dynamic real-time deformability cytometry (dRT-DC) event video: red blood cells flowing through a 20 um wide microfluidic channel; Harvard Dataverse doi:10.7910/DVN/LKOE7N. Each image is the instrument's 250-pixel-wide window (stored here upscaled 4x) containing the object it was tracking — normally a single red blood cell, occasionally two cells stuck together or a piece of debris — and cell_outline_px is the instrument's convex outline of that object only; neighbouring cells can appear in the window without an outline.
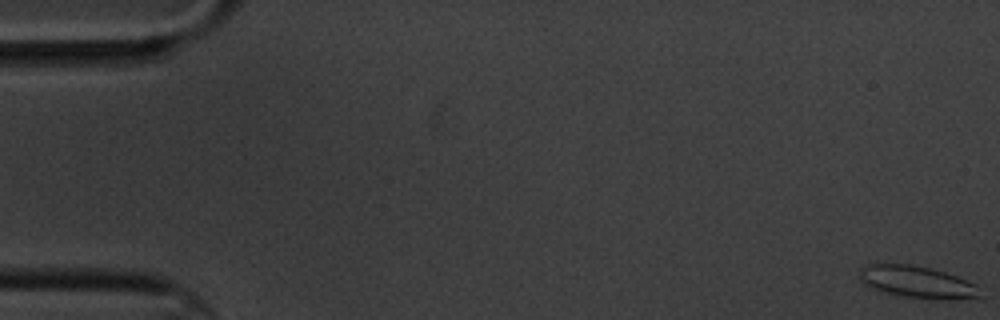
{"species": "common noctule bat (a hibernating species)", "species_latin": "Nyctalus noctula", "temperature_condition": "cold", "stored_images_in_passage": 6, "camera_frame_rate_fps": 3000, "um_per_image_px": 0.085, "animal": {"sex": "male", "body_mass_g": 20.1, "forearm_length_mm": 53.5}, "frame": {"image": 1, "passage_image": 1, "time_ms": 0.0, "image_size_px": [1000, 320], "cell_outline_px": [[980, 296], [940, 300], [936, 300], [904, 296], [884, 292], [872, 288], [864, 284], [860, 280], [860, 268], [864, 264], [912, 264], [944, 272], [956, 276], [976, 284]], "centroid_in_image_um": [77.9, 23.96], "position_along_channel_um": 7.1, "area_um2": 22.2}}
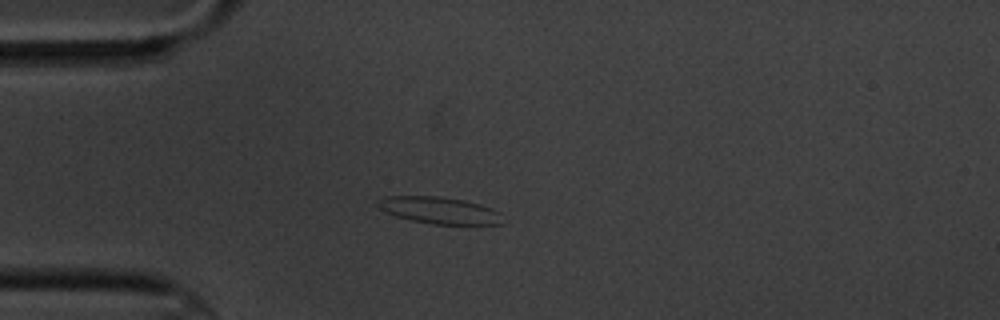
{"frame": {"image": 2, "passage_image": 5, "time_ms": 5.0, "image_size_px": [1000, 320], "cell_outline_px": [[500, 224], [432, 224], [412, 220], [396, 216], [380, 208], [376, 204], [376, 200], [384, 196], [440, 196], [464, 200], [480, 204], [492, 208], [500, 212]], "centroid_in_image_um": [37.31, 17.86], "position_along_channel_um": 47.7, "area_um2": 19.36}}